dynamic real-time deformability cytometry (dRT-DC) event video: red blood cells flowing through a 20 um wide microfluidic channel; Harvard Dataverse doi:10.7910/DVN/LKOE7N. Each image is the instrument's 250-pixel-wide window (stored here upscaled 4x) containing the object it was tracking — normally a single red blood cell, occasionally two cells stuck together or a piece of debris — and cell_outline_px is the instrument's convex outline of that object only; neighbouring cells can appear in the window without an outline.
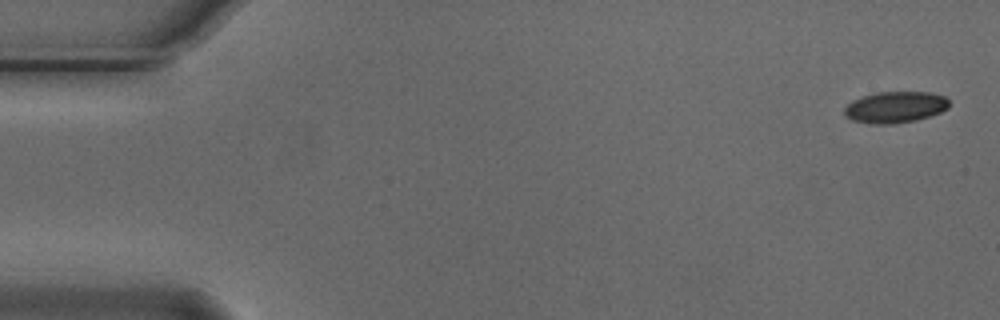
{"species": "Egyptian fruit bat (a non-hibernating species)", "species_latin": "Rousettus aegyptiacus", "temperature_condition": "cold", "stored_images_in_passage": 6, "segment_of_instrument_passage": [2, 2], "camera_frame_rate_fps": 3000, "um_per_image_px": 0.085, "animal": {"sex": "male"}, "frame": {"image": 1, "passage_image": 6, "time_ms": 1.667, "image_size_px": [1000, 320], "cell_outline_px": [[948, 108], [940, 112], [916, 120], [892, 124], [872, 124], [852, 120], [844, 116], [844, 108], [852, 100], [876, 92], [928, 92], [944, 96], [948, 100]], "centroid_in_image_um": [76.06, 9.11], "position_along_channel_um": 8.9, "area_um2": 19.07}}